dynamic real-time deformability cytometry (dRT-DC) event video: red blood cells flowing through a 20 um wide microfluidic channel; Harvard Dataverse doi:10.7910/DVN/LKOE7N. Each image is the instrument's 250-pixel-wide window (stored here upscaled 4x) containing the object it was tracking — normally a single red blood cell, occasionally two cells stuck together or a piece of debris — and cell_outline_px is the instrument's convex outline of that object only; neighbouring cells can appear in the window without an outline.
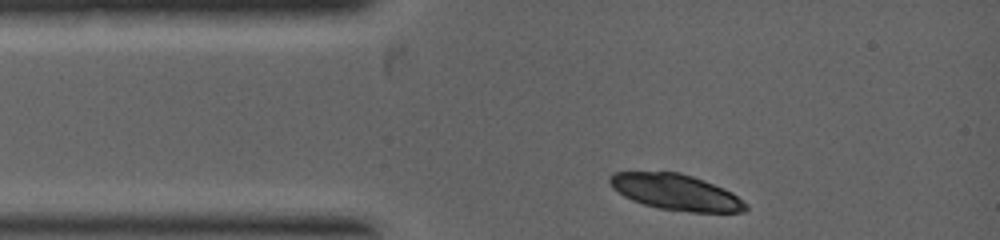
{"species": "common noctule bat (a hibernating species)", "species_latin": "Nyctalus noctula", "temperature_condition": "warm", "stored_images_in_passage": 1, "camera_frame_rate_fps": 5000, "um_per_image_px": 0.085, "animal": {"sex": "female", "body_mass_g": 19.0, "forearm_length_mm": 53.3}, "frame": {"image": 1, "passage_image": 1, "time_ms": 0.0, "image_size_px": [1000, 240], "cell_outline_px": [[748, 208], [744, 212], [692, 212], [660, 208], [644, 204], [632, 200], [624, 196], [612, 188], [608, 180], [608, 176], [616, 172], [680, 172], [704, 180], [724, 188], [732, 192], [748, 204]], "centroid_in_image_um": [57.46, 16.33], "position_along_channel_um": 27.5, "area_um2": 28.44}}